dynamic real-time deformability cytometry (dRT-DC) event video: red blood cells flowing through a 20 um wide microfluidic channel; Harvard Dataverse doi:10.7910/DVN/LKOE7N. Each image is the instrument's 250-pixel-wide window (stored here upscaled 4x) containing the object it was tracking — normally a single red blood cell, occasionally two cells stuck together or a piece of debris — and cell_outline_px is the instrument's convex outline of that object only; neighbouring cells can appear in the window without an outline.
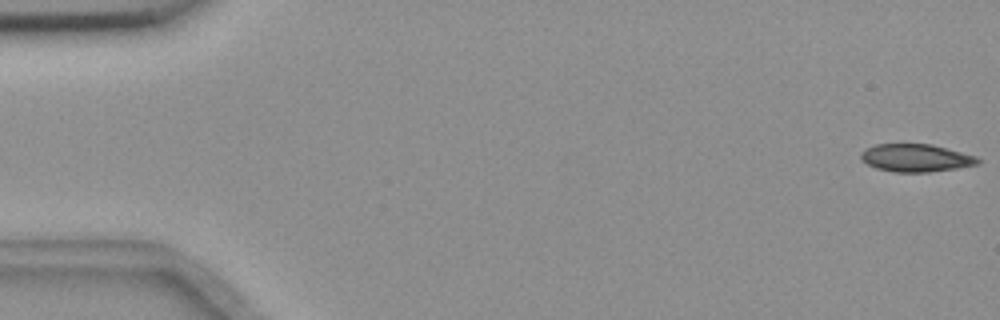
{"species": "common noctule bat (a hibernating species)", "species_latin": "Nyctalus noctula", "temperature_condition": "room temperature", "stored_images_in_passage": 55, "camera_frame_rate_fps": 3000, "um_per_image_px": 0.085, "animal": {"sex": "female", "body_mass_g": 18.4}, "frame": {"image": 1, "passage_image": 1, "time_ms": 0.0, "image_size_px": [1000, 320], "cell_outline_px": [[980, 160], [976, 164], [956, 168], [928, 172], [896, 172], [876, 168], [860, 160], [860, 152], [864, 148], [876, 144], [932, 144], [976, 156]], "centroid_in_image_um": [77.79, 13.41], "position_along_channel_um": 7.2, "area_um2": 18.84}}
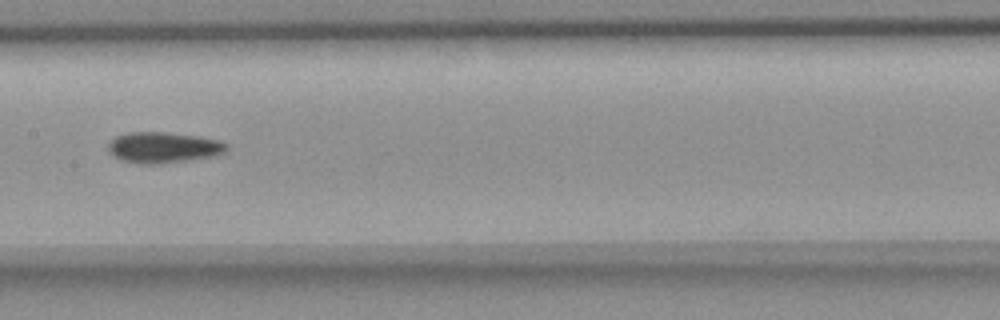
{"frame": {"image": 2, "passage_image": 28, "time_ms": 9.0, "image_size_px": [1000, 320], "cell_outline_px": [[228, 148], [224, 152], [216, 156], [160, 164], [140, 164], [120, 160], [108, 152], [108, 144], [116, 136], [128, 132], [160, 132], [196, 136], [216, 140], [228, 144]], "centroid_in_image_um": [13.86, 12.55], "position_along_channel_um": 193.5, "area_um2": 21.27}}
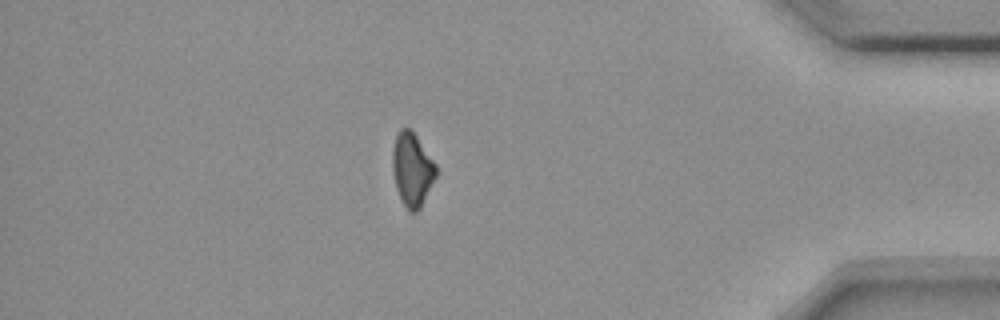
{"frame": {"image": 3, "passage_image": 48, "time_ms": 15.667, "image_size_px": [1000, 320], "cell_outline_px": [[436, 176], [420, 208], [416, 212], [408, 212], [396, 188], [392, 168], [392, 148], [396, 136], [400, 128], [408, 128], [416, 136], [436, 164]], "centroid_in_image_um": [35.02, 14.41], "position_along_channel_um": 400.2, "area_um2": 18.38}, "authors_computed_cell_mechanics": {"area_um2": 19.941, "velocity_mm_per_s": 3.6771, "shape_relaxation_time_tau1_ms": 5.9591, "shape_relaxation_time_tau2_ms": null, "deformation_change_tau1": 0.1109, "deformation_change_tau2": null}}